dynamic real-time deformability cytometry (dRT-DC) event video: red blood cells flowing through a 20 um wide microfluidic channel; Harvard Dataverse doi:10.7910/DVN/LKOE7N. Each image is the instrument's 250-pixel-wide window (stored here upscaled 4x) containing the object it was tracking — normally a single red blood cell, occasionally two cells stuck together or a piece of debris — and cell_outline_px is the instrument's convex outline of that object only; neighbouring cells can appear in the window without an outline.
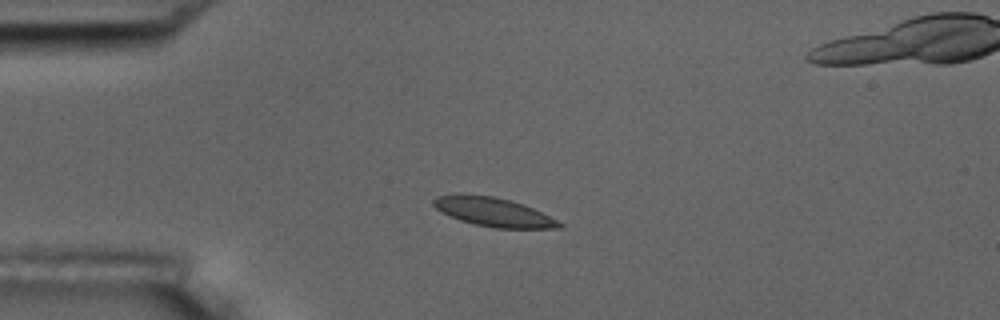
{"species": "common noctule bat (a hibernating species)", "species_latin": "Nyctalus noctula", "temperature_condition": "room temperature", "stored_images_in_passage": 5, "camera_frame_rate_fps": 3000, "um_per_image_px": 0.085, "animal": {"sex": "male", "body_mass_g": 17.5, "forearm_length_mm": 52.3}, "frame": {"image": 1, "passage_image": 3, "time_ms": 3.333, "image_size_px": [1000, 320], "cell_outline_px": [[564, 224], [560, 228], [492, 228], [472, 224], [460, 220], [440, 212], [432, 204], [432, 200], [436, 196], [492, 196], [508, 200], [532, 208]], "centroid_in_image_um": [41.93, 18.06], "position_along_channel_um": 43.1, "area_um2": 20.46}}